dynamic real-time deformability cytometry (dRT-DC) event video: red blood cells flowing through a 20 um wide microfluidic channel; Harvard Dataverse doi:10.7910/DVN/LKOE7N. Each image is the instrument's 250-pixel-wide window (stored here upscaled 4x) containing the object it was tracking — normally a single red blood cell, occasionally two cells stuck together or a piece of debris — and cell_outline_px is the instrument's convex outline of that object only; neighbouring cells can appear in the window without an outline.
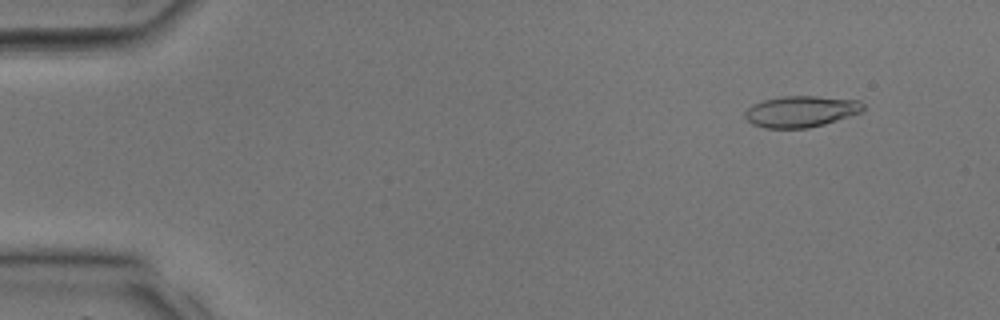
{"species": "common noctule bat (a hibernating species)", "species_latin": "Nyctalus noctula", "temperature_condition": "room temperature", "stored_images_in_passage": 9, "camera_frame_rate_fps": 3000, "um_per_image_px": 0.085, "animal": {"sex": "male", "body_mass_g": 17.9, "forearm_length_mm": 54.2}, "frame": {"image": 1, "passage_image": 4, "time_ms": 1.0, "image_size_px": [1000, 320], "cell_outline_px": [[864, 108], [860, 112], [824, 124], [808, 128], [764, 128], [752, 124], [744, 116], [744, 112], [752, 104], [764, 100], [780, 96], [816, 96], [860, 100], [864, 104]], "centroid_in_image_um": [68.05, 9.47], "position_along_channel_um": 16.9, "area_um2": 21.5}}